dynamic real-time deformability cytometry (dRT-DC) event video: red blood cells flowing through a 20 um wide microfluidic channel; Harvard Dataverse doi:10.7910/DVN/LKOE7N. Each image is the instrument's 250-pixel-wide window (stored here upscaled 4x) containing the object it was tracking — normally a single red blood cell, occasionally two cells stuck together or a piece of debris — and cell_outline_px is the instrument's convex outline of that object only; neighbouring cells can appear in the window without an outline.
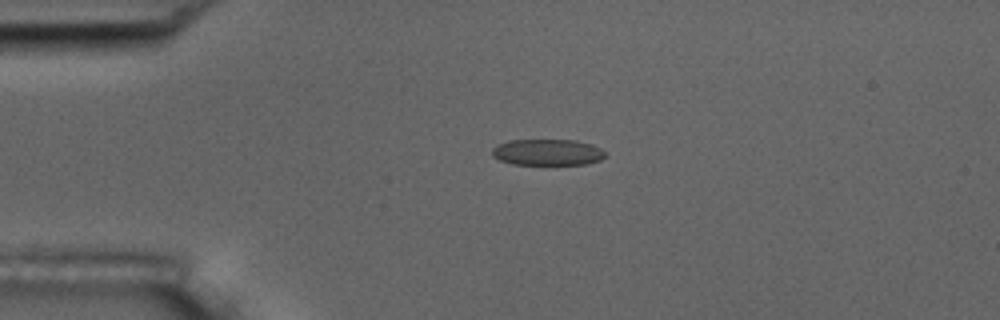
{"species": "common noctule bat (a hibernating species)", "species_latin": "Nyctalus noctula", "temperature_condition": "room temperature", "stored_images_in_passage": 5, "camera_frame_rate_fps": 3000, "um_per_image_px": 0.085, "animal": {"sex": "male", "body_mass_g": 17.5, "forearm_length_mm": 52.3}, "frame": {"image": 1, "passage_image": 3, "time_ms": 2.333, "image_size_px": [1000, 320], "cell_outline_px": [[604, 156], [600, 160], [584, 164], [512, 164], [500, 160], [492, 156], [492, 148], [508, 140], [576, 140], [592, 144], [600, 148], [604, 152]], "centroid_in_image_um": [46.52, 12.93], "position_along_channel_um": 38.5, "area_um2": 17.17}}